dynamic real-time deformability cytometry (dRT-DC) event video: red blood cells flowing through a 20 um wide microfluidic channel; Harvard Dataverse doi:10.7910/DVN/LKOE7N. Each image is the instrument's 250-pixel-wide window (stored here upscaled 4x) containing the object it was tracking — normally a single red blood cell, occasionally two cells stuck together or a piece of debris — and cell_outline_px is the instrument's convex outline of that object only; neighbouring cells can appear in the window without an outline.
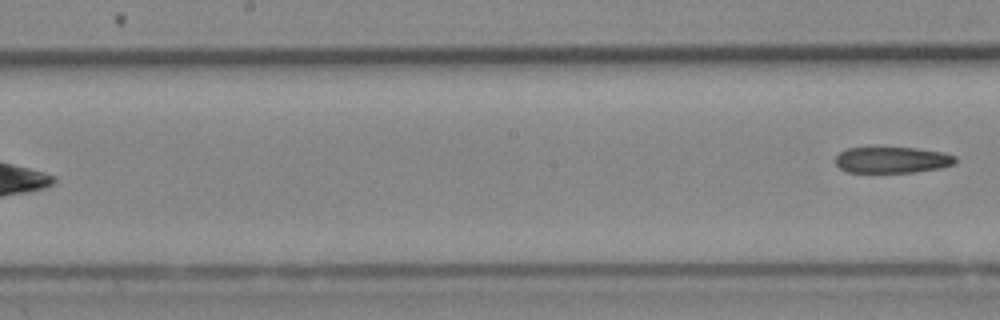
{"species": "Egyptian fruit bat (a non-hibernating species)", "species_latin": "Rousettus aegyptiacus", "temperature_condition": "cold", "stored_images_in_passage": 28, "segment_of_instrument_passage": [2, 2], "camera_frame_rate_fps": 3000, "um_per_image_px": 0.085, "animal": {"sex": "female"}, "frame": {"image": 1, "passage_image": 28, "time_ms": 9.0, "image_size_px": [1000, 320], "cell_outline_px": [[956, 164], [940, 168], [916, 172], [848, 172], [840, 168], [836, 164], [836, 156], [840, 152], [848, 148], [916, 148], [940, 152], [956, 156]], "centroid_in_image_um": [75.85, 13.6], "position_along_channel_um": 172.3, "area_um2": 18.15}}